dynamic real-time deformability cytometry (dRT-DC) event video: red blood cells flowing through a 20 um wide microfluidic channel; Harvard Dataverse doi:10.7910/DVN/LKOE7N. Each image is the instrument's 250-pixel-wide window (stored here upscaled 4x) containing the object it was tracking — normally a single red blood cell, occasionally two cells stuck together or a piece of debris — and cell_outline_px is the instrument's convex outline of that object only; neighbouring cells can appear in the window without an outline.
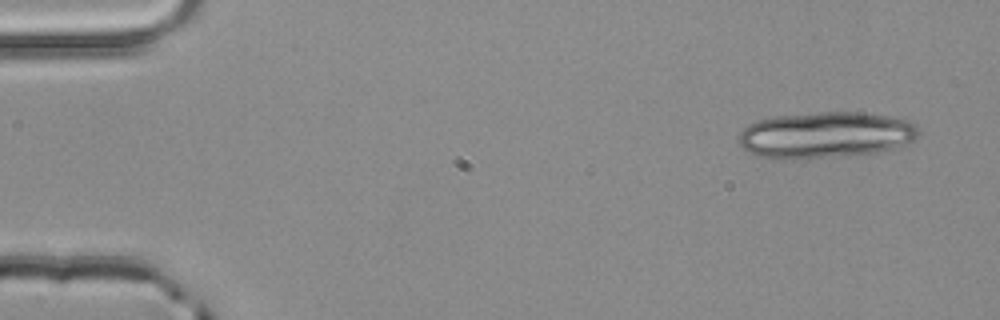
{"species": "common noctule bat (a hibernating species)", "species_latin": "Nyctalus noctula", "temperature_condition": "room temperature", "stored_images_in_passage": 3, "camera_frame_rate_fps": 3000, "um_per_image_px": 0.085, "animal": {"sex": "male", "body_mass_g": 20.4}, "frame": {"image": 1, "passage_image": 1, "time_ms": 0.0, "image_size_px": [1000, 320], "cell_outline_px": [[920, 132], [912, 140], [896, 148], [880, 152], [776, 160], [756, 156], [748, 152], [740, 144], [740, 132], [748, 124], [772, 116], [816, 112], [860, 112], [888, 116], [908, 120], [916, 124]], "centroid_in_image_um": [70.15, 11.46], "position_along_channel_um": 14.8, "area_um2": 48.44}}